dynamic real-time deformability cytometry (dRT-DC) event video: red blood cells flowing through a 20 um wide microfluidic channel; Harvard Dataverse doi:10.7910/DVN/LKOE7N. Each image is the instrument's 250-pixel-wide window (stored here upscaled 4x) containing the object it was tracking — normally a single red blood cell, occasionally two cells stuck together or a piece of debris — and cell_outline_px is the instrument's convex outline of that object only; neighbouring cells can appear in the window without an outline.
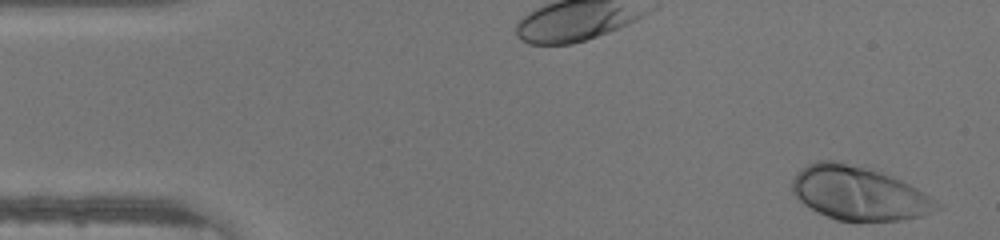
{"species": "human", "species_latin": "Homo sapiens", "temperature_condition": "warm", "stored_images_in_passage": 45, "camera_frame_rate_fps": 3000, "um_per_image_px": 0.085, "donor": {"sex": "male"}, "frame": {"image": 1, "passage_image": 1, "time_ms": 0.0, "image_size_px": [1000, 240], "cell_outline_px": [[944, 208], [924, 216], [900, 220], [836, 220], [804, 204], [792, 192], [792, 180], [796, 172], [808, 164], [816, 160], [832, 160], [864, 168], [900, 180], [924, 192], [936, 200]], "centroid_in_image_um": [73.02, 16.44], "position_along_channel_um": 12.0, "area_um2": 44.62}}
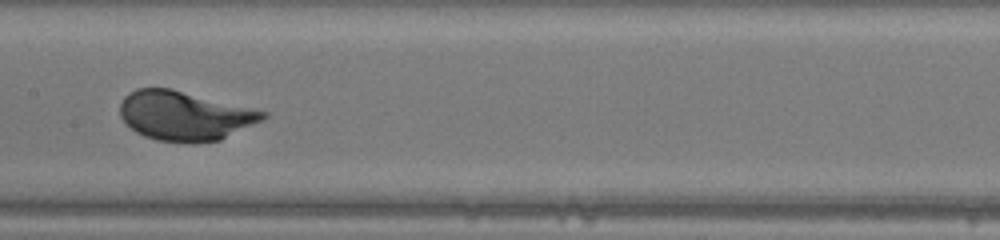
{"frame": {"image": 2, "passage_image": 22, "time_ms": 7.0, "image_size_px": [1000, 240], "cell_outline_px": [[268, 116], [264, 120], [220, 140], [156, 140], [144, 136], [136, 132], [120, 116], [120, 104], [124, 96], [128, 92], [136, 88], [172, 88], [268, 112]], "centroid_in_image_um": [15.7, 9.79], "position_along_channel_um": 191.7, "area_um2": 40.46}}
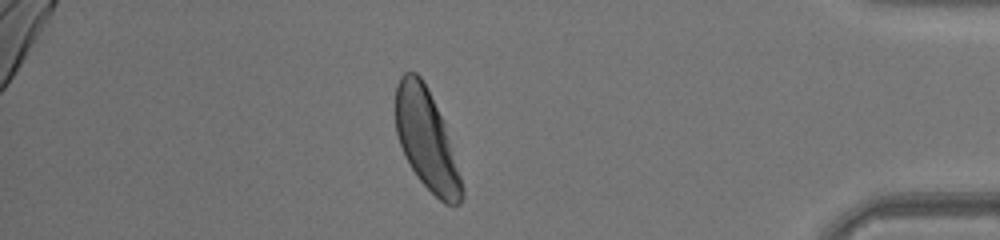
{"frame": {"image": 3, "passage_image": 39, "time_ms": 12.667, "image_size_px": [1000, 240], "cell_outline_px": [[464, 196], [460, 204], [452, 208], [444, 204], [420, 180], [404, 156], [396, 132], [396, 84], [400, 76], [404, 72], [416, 72], [420, 76], [428, 88], [444, 124], [464, 188]], "centroid_in_image_um": [36.25, 11.9], "position_along_channel_um": 398.9, "area_um2": 38.26}}